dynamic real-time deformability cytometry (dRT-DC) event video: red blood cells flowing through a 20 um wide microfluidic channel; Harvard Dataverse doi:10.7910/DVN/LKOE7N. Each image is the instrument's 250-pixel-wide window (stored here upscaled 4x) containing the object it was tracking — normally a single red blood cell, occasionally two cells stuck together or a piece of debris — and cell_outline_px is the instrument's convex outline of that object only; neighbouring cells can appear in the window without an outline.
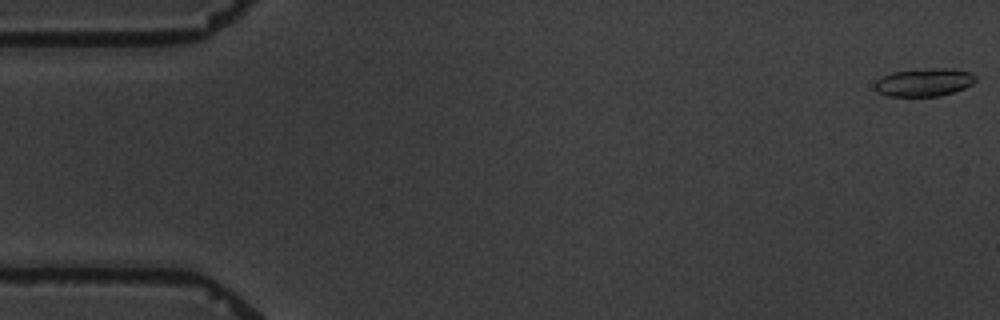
{"species": "common noctule bat (a hibernating species)", "species_latin": "Nyctalus noctula", "temperature_condition": "warm", "stored_images_in_passage": 5, "camera_frame_rate_fps": 3000, "um_per_image_px": 0.085, "animal": {"sex": "male", "body_mass_g": 19.5, "forearm_length_mm": 54.6}, "frame": {"image": 1, "passage_image": 1, "time_ms": 0.0, "image_size_px": [1000, 320], "cell_outline_px": [[976, 80], [972, 84], [964, 88], [940, 96], [888, 96], [876, 92], [876, 80], [892, 72], [932, 68], [948, 68], [972, 72], [976, 76]], "centroid_in_image_um": [78.57, 6.99], "position_along_channel_um": 6.4, "area_um2": 16.36}}
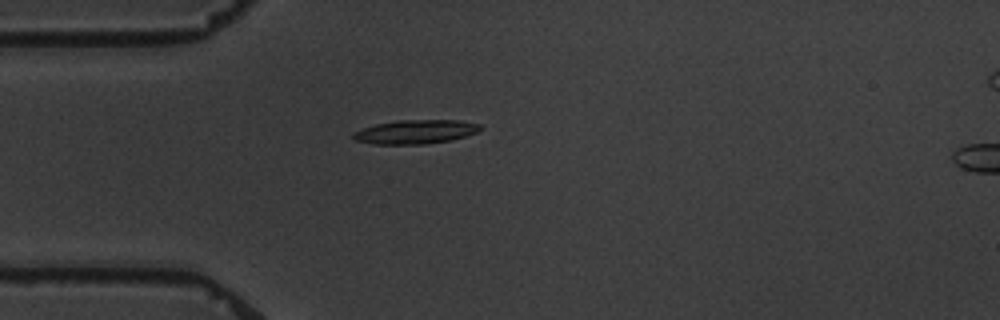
{"frame": {"image": 2, "passage_image": 4, "time_ms": 5.0, "image_size_px": [1000, 320], "cell_outline_px": [[484, 128], [476, 132], [452, 140], [424, 144], [376, 144], [352, 140], [352, 132], [376, 124], [400, 120], [460, 120], [480, 124]], "centroid_in_image_um": [35.32, 11.2], "position_along_channel_um": 49.7, "area_um2": 17.74}}